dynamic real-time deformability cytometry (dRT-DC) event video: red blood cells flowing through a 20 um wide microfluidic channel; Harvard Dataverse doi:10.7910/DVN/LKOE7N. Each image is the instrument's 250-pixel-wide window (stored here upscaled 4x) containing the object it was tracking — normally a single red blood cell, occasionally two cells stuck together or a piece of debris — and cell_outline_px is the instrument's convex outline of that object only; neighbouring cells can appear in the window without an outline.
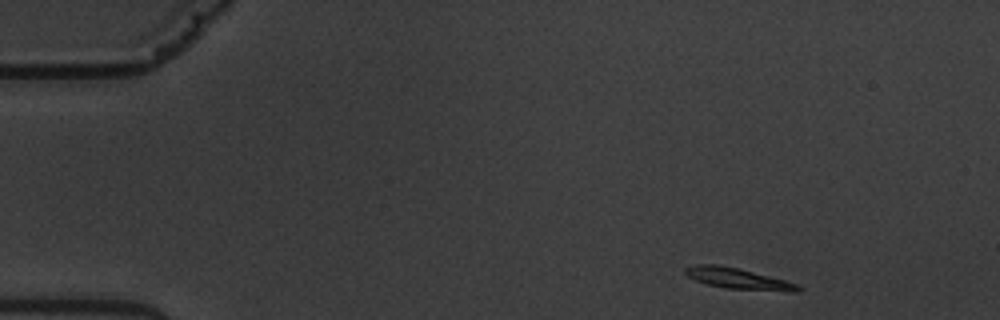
{"species": "common noctule bat (a hibernating species)", "species_latin": "Nyctalus noctula", "temperature_condition": "warm", "stored_images_in_passage": 10, "camera_frame_rate_fps": 3000, "um_per_image_px": 0.085, "animal": {"sex": "male", "body_mass_g": 19.5, "forearm_length_mm": 54.6}, "frame": {"image": 1, "passage_image": 1, "time_ms": 0.0, "image_size_px": [1000, 320], "cell_outline_px": [[804, 288], [800, 292], [792, 292], [724, 288], [708, 284], [696, 280], [688, 276], [684, 272], [684, 268], [696, 264], [716, 264], [736, 268], [800, 284]], "centroid_in_image_um": [62.79, 23.7], "position_along_channel_um": 22.2, "area_um2": 13.7}}
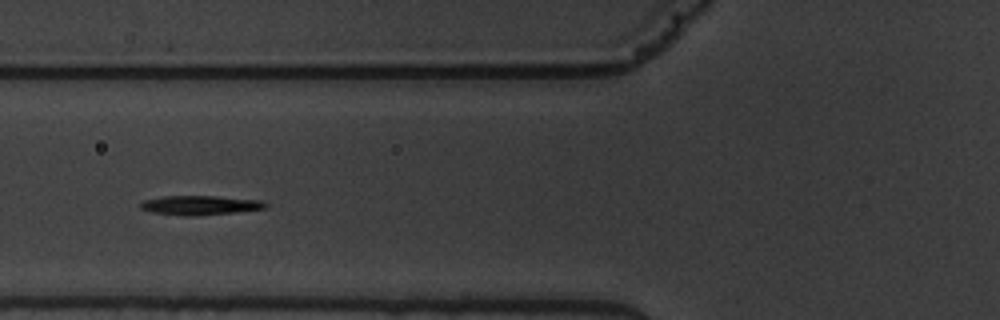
{"frame": {"image": 2, "passage_image": 5, "time_ms": 5.0, "image_size_px": [1000, 320], "cell_outline_px": [[268, 204], [264, 208], [236, 212], [196, 216], [184, 216], [152, 212], [140, 208], [140, 204], [144, 200], [160, 196], [216, 196], [264, 200]], "centroid_in_image_um": [17.01, 17.44], "position_along_channel_um": 108.8, "area_um2": 14.16}}
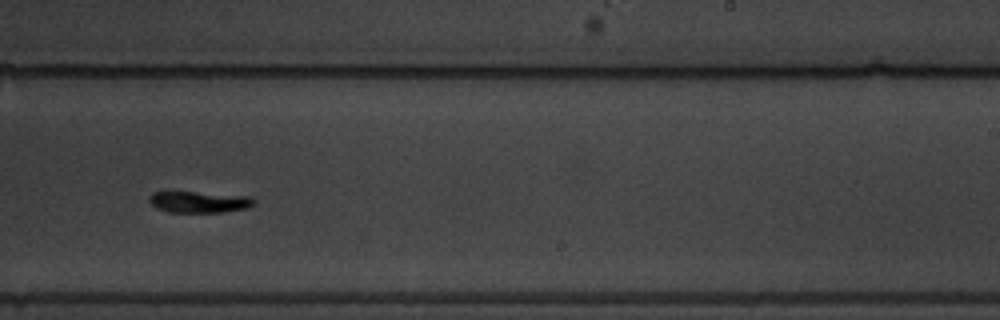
{"frame": {"image": 3, "passage_image": 9, "time_ms": 9.667, "image_size_px": [1000, 320], "cell_outline_px": [[256, 204], [248, 208], [224, 212], [168, 212], [156, 208], [148, 200], [148, 196], [152, 192], [168, 188], [252, 196], [256, 200]], "centroid_in_image_um": [16.88, 17.1], "position_along_channel_um": 272.1, "area_um2": 14.28}}